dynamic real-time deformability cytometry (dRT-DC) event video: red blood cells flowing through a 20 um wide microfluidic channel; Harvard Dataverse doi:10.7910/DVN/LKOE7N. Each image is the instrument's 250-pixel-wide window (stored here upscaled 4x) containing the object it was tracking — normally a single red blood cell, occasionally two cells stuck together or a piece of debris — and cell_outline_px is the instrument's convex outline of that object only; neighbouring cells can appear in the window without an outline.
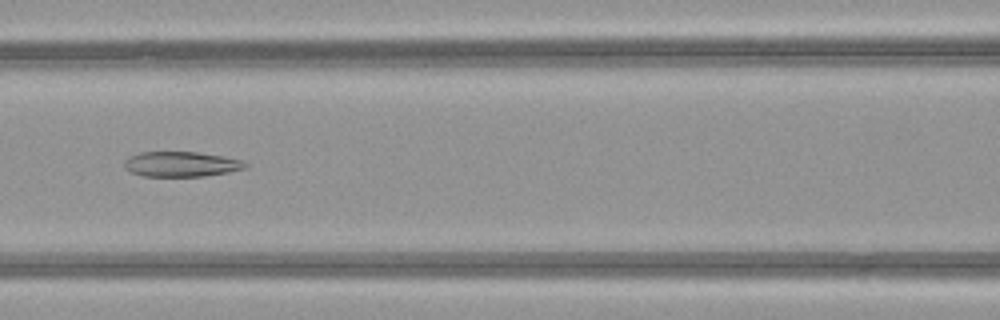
{"species": "common noctule bat (a hibernating species)", "species_latin": "Nyctalus noctula", "temperature_condition": "warm", "stored_images_in_passage": 46, "segment_of_instrument_passage": [1, 2], "camera_frame_rate_fps": 3000, "um_per_image_px": 0.085, "animal": {"sex": "female", "body_mass_g": 21.9}, "frame": {"image": 1, "passage_image": 23, "time_ms": 7.333, "image_size_px": [1000, 320], "cell_outline_px": [[248, 168], [228, 172], [204, 176], [144, 176], [132, 172], [124, 168], [124, 160], [128, 156], [140, 152], [196, 152], [224, 156], [240, 160], [248, 164]], "centroid_in_image_um": [15.39, 13.95], "position_along_channel_um": 151.2, "area_um2": 17.74}}
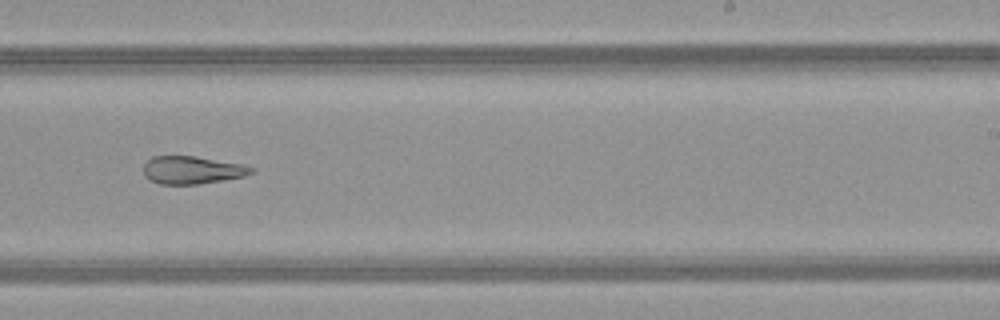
{"frame": {"image": 2, "passage_image": 32, "time_ms": 10.333, "image_size_px": [1000, 320], "cell_outline_px": [[256, 172], [244, 176], [196, 184], [160, 184], [144, 176], [144, 164], [152, 156], [196, 156], [244, 164], [256, 168]], "centroid_in_image_um": [16.37, 14.44], "position_along_channel_um": 272.6, "area_um2": 17.46}}
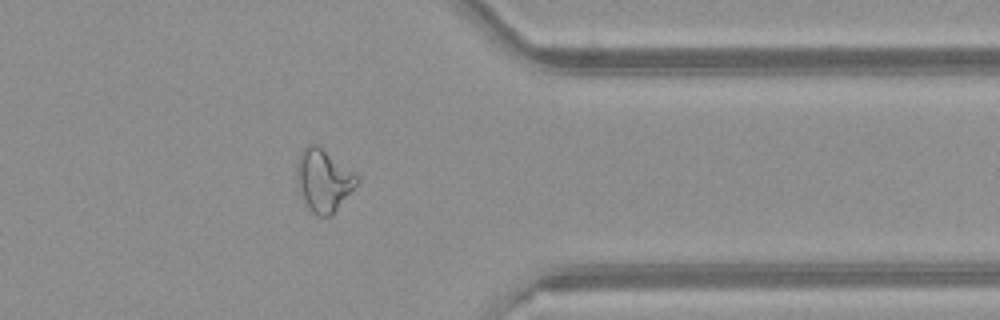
{"frame": {"image": 3, "passage_image": 41, "time_ms": 13.333, "image_size_px": [1000, 320], "cell_outline_px": [[360, 180], [332, 216], [316, 216], [308, 208], [304, 200], [296, 180], [296, 164], [300, 152], [308, 144], [316, 144], [356, 172], [360, 176]], "centroid_in_image_um": [27.51, 15.32], "position_along_channel_um": 383.9, "area_um2": 22.02}}